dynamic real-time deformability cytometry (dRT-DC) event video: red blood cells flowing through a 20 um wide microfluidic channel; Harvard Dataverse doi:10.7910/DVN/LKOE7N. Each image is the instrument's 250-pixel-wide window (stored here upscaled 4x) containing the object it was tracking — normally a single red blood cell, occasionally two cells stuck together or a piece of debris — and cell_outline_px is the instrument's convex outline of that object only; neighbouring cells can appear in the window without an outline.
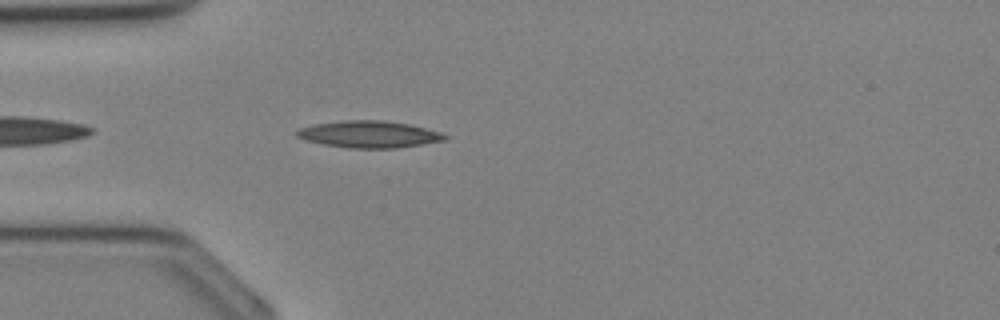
{"species": "Egyptian fruit bat (a non-hibernating species)", "species_latin": "Rousettus aegyptiacus", "temperature_condition": "cold", "stored_images_in_passage": 26, "camera_frame_rate_fps": 3000, "um_per_image_px": 0.085, "animal": {"sex": "female"}, "frame": {"image": 1, "passage_image": 3, "time_ms": 0.667, "image_size_px": [1000, 320], "cell_outline_px": [[448, 136], [444, 140], [396, 148], [348, 148], [324, 144], [304, 140], [296, 136], [296, 132], [300, 128], [316, 124], [344, 120], [380, 120], [408, 124], [440, 132]], "centroid_in_image_um": [31.33, 11.41], "position_along_channel_um": 53.7, "area_um2": 22.83}}
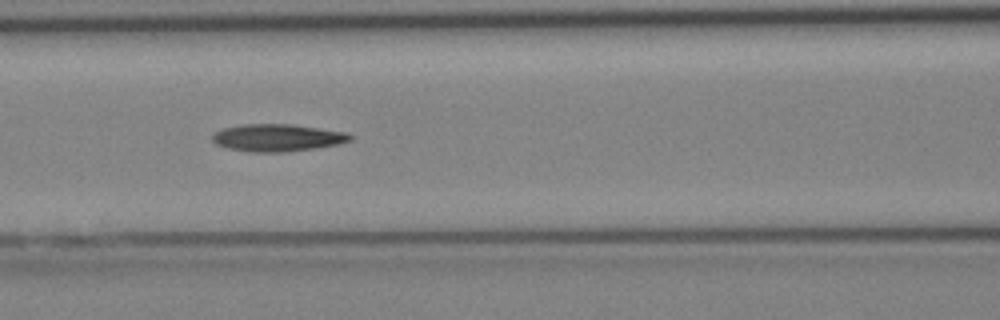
{"frame": {"image": 2, "passage_image": 8, "time_ms": 2.333, "image_size_px": [1000, 320], "cell_outline_px": [[352, 140], [340, 144], [316, 148], [284, 152], [252, 152], [228, 148], [216, 144], [212, 140], [212, 136], [216, 132], [224, 128], [244, 124], [292, 124], [344, 132], [352, 136]], "centroid_in_image_um": [23.59, 11.71], "position_along_channel_um": 143.0, "area_um2": 21.79}}
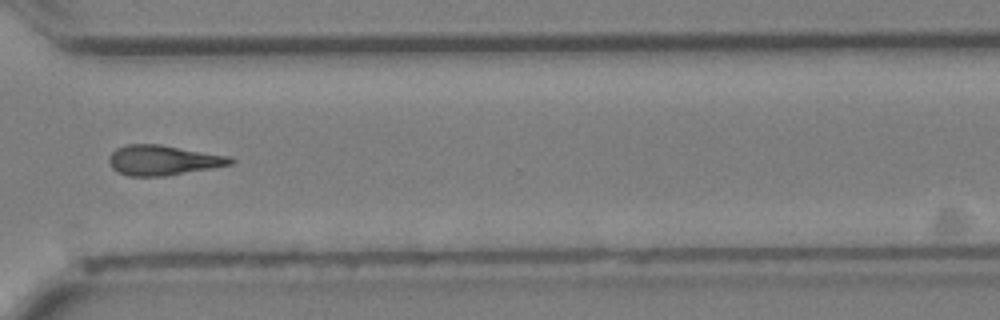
{"frame": {"image": 3, "passage_image": 19, "time_ms": 6.0, "image_size_px": [1000, 320], "cell_outline_px": [[236, 160], [232, 164], [212, 168], [164, 176], [128, 176], [112, 168], [108, 160], [108, 156], [116, 148], [124, 144], [160, 144], [232, 156]], "centroid_in_image_um": [13.87, 13.6], "position_along_channel_um": 356.7, "area_um2": 21.44}}